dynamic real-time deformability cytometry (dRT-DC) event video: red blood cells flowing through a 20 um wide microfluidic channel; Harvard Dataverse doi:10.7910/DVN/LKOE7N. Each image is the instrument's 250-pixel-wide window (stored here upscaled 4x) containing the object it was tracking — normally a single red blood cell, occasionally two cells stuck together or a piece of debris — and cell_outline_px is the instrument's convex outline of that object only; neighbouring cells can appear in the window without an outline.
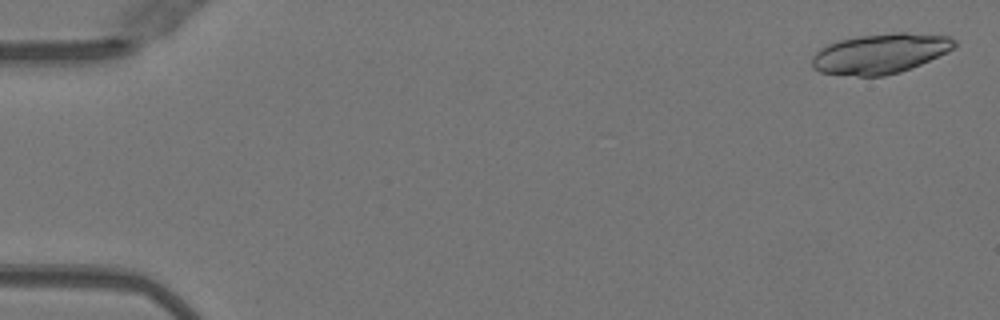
{"species": "Egyptian fruit bat (a non-hibernating species)", "species_latin": "Rousettus aegyptiacus", "temperature_condition": "warm", "stored_images_in_passage": 51, "camera_frame_rate_fps": 3000, "um_per_image_px": 0.085, "animal": {"sex": "female"}, "frame": {"image": 1, "passage_image": 2, "time_ms": 0.333, "image_size_px": [1000, 320], "cell_outline_px": [[956, 48], [948, 52], [920, 64], [900, 72], [884, 76], [856, 76], [820, 72], [812, 68], [812, 56], [820, 48], [828, 44], [840, 40], [860, 36], [896, 32], [908, 32], [948, 36], [956, 40]], "centroid_in_image_um": [74.84, 4.55], "position_along_channel_um": 10.2, "area_um2": 33.23}}